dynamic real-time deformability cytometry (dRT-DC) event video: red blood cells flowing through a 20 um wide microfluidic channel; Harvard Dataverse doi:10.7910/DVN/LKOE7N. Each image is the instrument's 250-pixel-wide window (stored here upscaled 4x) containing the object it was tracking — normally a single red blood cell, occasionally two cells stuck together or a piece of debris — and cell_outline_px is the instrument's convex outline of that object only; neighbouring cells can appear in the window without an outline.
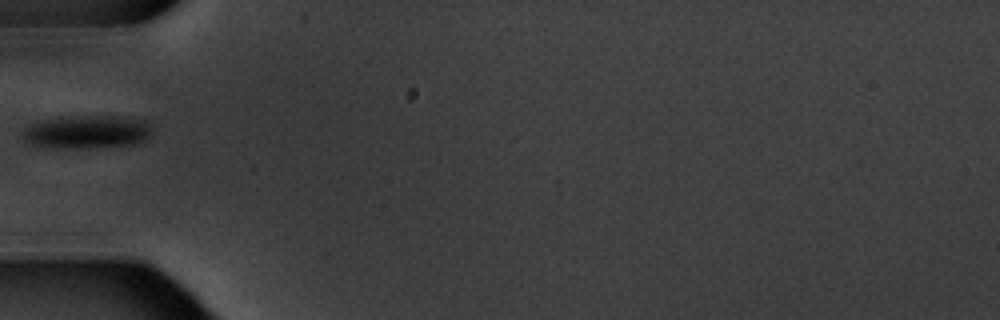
{"species": "common noctule bat (a hibernating species)", "species_latin": "Nyctalus noctula", "temperature_condition": "warm", "stored_images_in_passage": 6, "camera_frame_rate_fps": 3000, "um_per_image_px": 0.085, "animal": {"sex": "male", "body_mass_g": 20.1, "forearm_length_mm": 53.5}, "frame": {"image": 1, "passage_image": 6, "time_ms": 6.0, "image_size_px": [1000, 320], "cell_outline_px": [[152, 132], [144, 140], [132, 144], [88, 148], [32, 144], [24, 140], [24, 132], [28, 124], [36, 120], [68, 116], [120, 116], [144, 120], [152, 128]], "centroid_in_image_um": [7.41, 11.17], "position_along_channel_um": 77.6, "area_um2": 24.62}}